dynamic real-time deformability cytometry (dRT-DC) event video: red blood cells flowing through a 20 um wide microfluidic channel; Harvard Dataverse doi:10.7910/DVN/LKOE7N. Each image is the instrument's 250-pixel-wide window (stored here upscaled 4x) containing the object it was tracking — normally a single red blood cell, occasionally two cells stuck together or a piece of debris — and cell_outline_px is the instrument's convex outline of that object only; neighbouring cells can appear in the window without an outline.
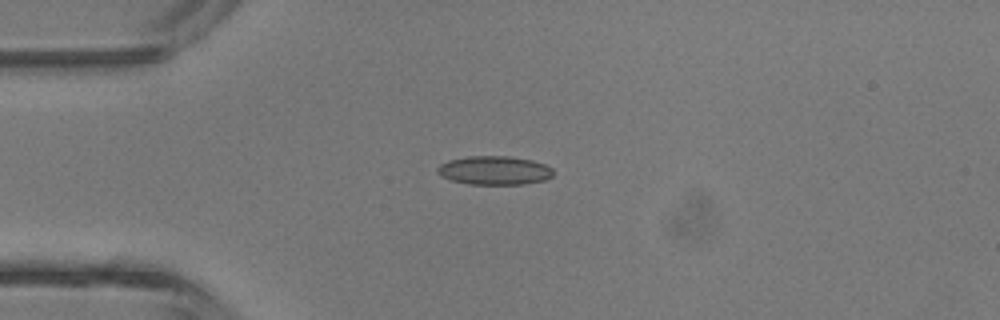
{"species": "common noctule bat (a hibernating species)", "species_latin": "Nyctalus noctula", "temperature_condition": "room temperature", "stored_images_in_passage": 4, "camera_frame_rate_fps": 3000, "um_per_image_px": 0.085, "animal": {"sex": "male", "body_mass_g": 13.3}, "frame": {"image": 1, "passage_image": 3, "time_ms": 2.333, "image_size_px": [1000, 320], "cell_outline_px": [[552, 176], [544, 180], [524, 184], [468, 184], [452, 180], [440, 176], [436, 172], [436, 168], [440, 164], [448, 160], [468, 156], [508, 156], [532, 160], [544, 164], [552, 168]], "centroid_in_image_um": [41.98, 14.48], "position_along_channel_um": 43.0, "area_um2": 19.42}}